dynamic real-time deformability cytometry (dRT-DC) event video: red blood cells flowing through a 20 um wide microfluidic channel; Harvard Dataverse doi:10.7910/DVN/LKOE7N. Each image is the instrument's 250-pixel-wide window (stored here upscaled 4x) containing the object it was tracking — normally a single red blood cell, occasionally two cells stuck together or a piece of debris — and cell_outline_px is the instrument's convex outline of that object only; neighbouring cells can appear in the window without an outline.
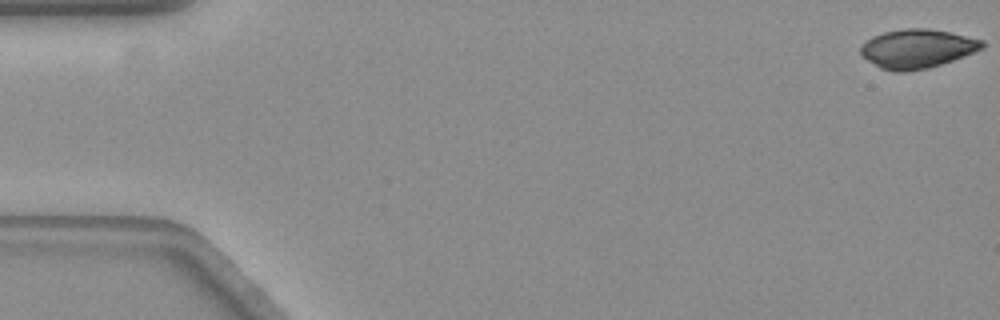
{"species": "common noctule bat (a hibernating species)", "species_latin": "Nyctalus noctula", "temperature_condition": "warm", "stored_images_in_passage": 11, "camera_frame_rate_fps": 3000, "um_per_image_px": 0.085, "animal": {"sex": "female", "body_mass_g": 19.3, "forearm_length_mm": 54.1}, "frame": {"image": 1, "passage_image": 1, "time_ms": 0.0, "image_size_px": [1000, 320], "cell_outline_px": [[984, 48], [952, 60], [928, 68], [904, 72], [892, 72], [880, 68], [868, 60], [860, 52], [860, 44], [872, 36], [884, 32], [904, 28], [928, 28], [948, 32], [984, 40]], "centroid_in_image_um": [77.93, 4.13], "position_along_channel_um": 7.1, "area_um2": 27.51}}